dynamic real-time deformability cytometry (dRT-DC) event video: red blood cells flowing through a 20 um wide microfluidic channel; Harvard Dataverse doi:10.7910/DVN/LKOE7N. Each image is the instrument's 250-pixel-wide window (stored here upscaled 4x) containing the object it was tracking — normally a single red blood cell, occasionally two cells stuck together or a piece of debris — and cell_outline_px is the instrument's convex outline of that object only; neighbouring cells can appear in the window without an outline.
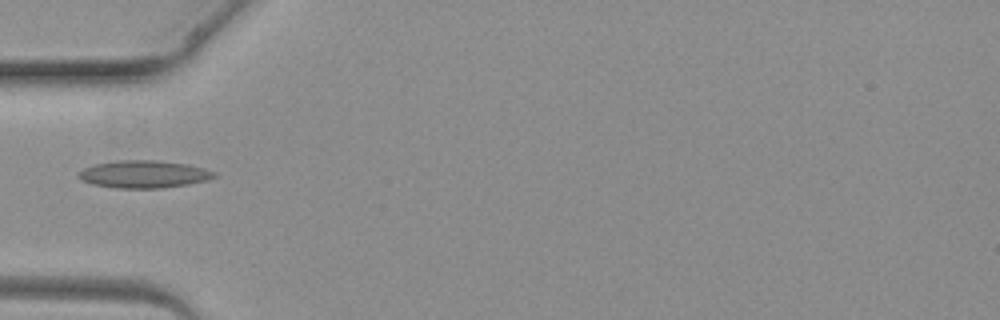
{"species": "common noctule bat (a hibernating species)", "species_latin": "Nyctalus noctula", "temperature_condition": "warm", "stored_images_in_passage": 3, "camera_frame_rate_fps": 3000, "um_per_image_px": 0.085, "animal": {"sex": "female", "body_mass_g": 19.3, "forearm_length_mm": 54.1}, "frame": {"image": 1, "passage_image": 3, "time_ms": 2.333, "image_size_px": [1000, 320], "cell_outline_px": [[216, 176], [204, 180], [188, 184], [160, 188], [116, 188], [92, 184], [80, 180], [76, 176], [84, 168], [92, 164], [116, 160], [156, 160], [188, 164], [204, 168], [216, 172]], "centroid_in_image_um": [12.17, 14.8], "position_along_channel_um": 72.8, "area_um2": 21.79}}